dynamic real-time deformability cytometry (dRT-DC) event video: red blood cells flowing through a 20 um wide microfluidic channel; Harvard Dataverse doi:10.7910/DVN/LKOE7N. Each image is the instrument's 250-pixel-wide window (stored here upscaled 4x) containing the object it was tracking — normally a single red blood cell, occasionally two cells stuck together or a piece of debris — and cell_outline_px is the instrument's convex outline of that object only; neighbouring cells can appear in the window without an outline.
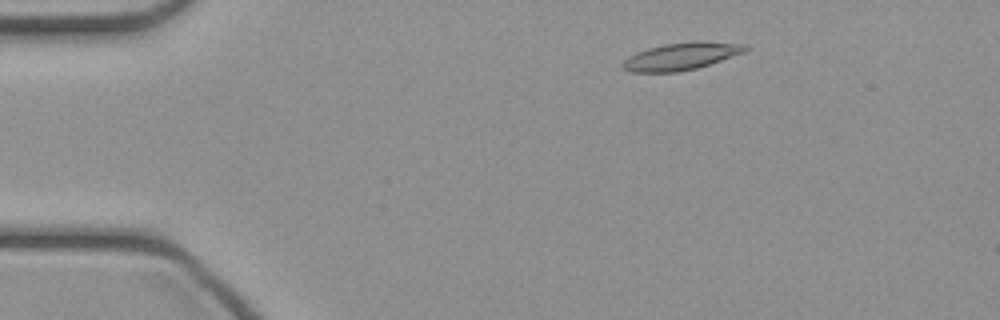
{"species": "common noctule bat (a hibernating species)", "species_latin": "Nyctalus noctula", "temperature_condition": "cold", "stored_images_in_passage": 45, "camera_frame_rate_fps": 3000, "um_per_image_px": 0.085, "animal": {"sex": "female", "body_mass_g": 21.9}, "frame": {"image": 1, "passage_image": 6, "time_ms": 1.667, "image_size_px": [1000, 320], "cell_outline_px": [[748, 48], [744, 52], [696, 68], [680, 72], [632, 72], [624, 68], [620, 64], [628, 56], [636, 52], [648, 48], [664, 44], [696, 40], [700, 40], [748, 44]], "centroid_in_image_um": [57.9, 4.76], "position_along_channel_um": 27.1, "area_um2": 19.59}}
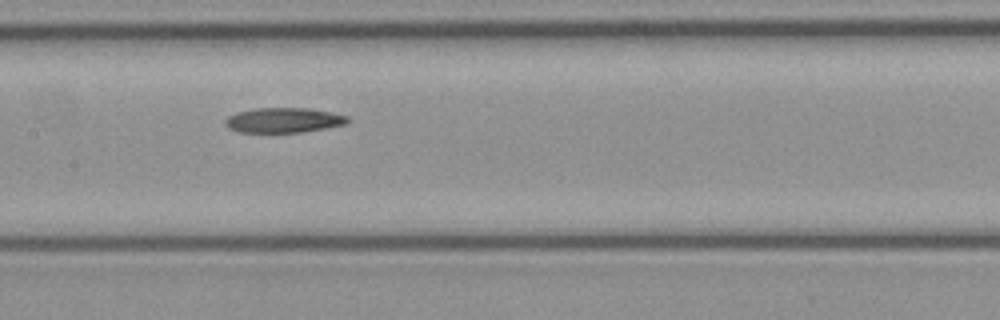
{"frame": {"image": 2, "passage_image": 21, "time_ms": 6.667, "image_size_px": [1000, 320], "cell_outline_px": [[352, 120], [348, 124], [328, 128], [300, 132], [236, 132], [228, 128], [224, 124], [224, 120], [228, 116], [236, 112], [256, 108], [308, 108], [332, 112], [348, 116]], "centroid_in_image_um": [24.13, 10.22], "position_along_channel_um": 183.3, "area_um2": 18.09}}
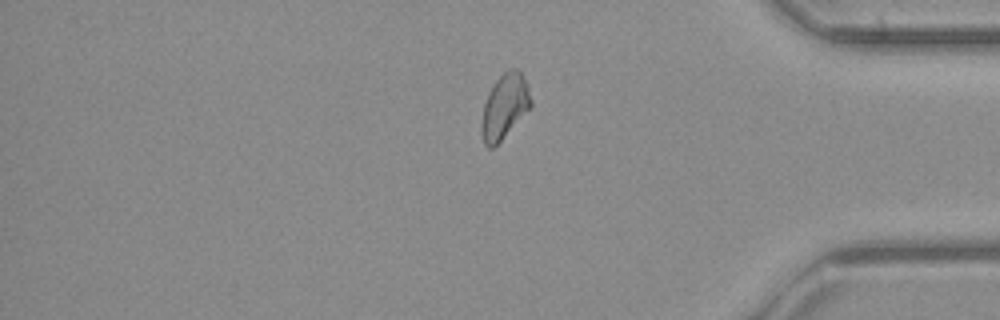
{"frame": {"image": 3, "passage_image": 37, "time_ms": 12.0, "image_size_px": [1000, 320], "cell_outline_px": [[532, 108], [492, 148], [488, 148], [484, 144], [480, 132], [480, 124], [484, 104], [488, 92], [496, 80], [508, 68], [516, 68], [520, 72], [528, 88], [532, 100]], "centroid_in_image_um": [42.88, 9.06], "position_along_channel_um": 392.3, "area_um2": 18.67}}